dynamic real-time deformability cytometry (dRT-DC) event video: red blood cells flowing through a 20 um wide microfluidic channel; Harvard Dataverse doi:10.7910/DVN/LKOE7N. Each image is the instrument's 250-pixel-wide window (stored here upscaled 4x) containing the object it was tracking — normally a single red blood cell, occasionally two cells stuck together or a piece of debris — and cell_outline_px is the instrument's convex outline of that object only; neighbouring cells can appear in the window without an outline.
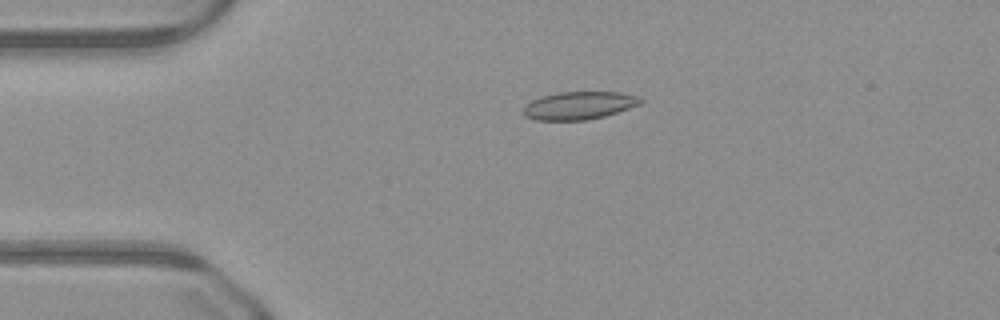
{"species": "common noctule bat (a hibernating species)", "species_latin": "Nyctalus noctula", "temperature_condition": "warm", "stored_images_in_passage": 50, "camera_frame_rate_fps": 3000, "um_per_image_px": 0.085, "animal": {"sex": "male", "body_mass_g": 23.1, "forearm_length_mm": 52.7}, "frame": {"image": 1, "passage_image": 11, "time_ms": 3.333, "image_size_px": [1000, 320], "cell_outline_px": [[644, 100], [640, 104], [604, 116], [588, 120], [536, 120], [524, 116], [524, 108], [532, 100], [544, 96], [560, 92], [620, 92], [640, 96]], "centroid_in_image_um": [49.26, 8.96], "position_along_channel_um": 35.7, "area_um2": 18.84}}
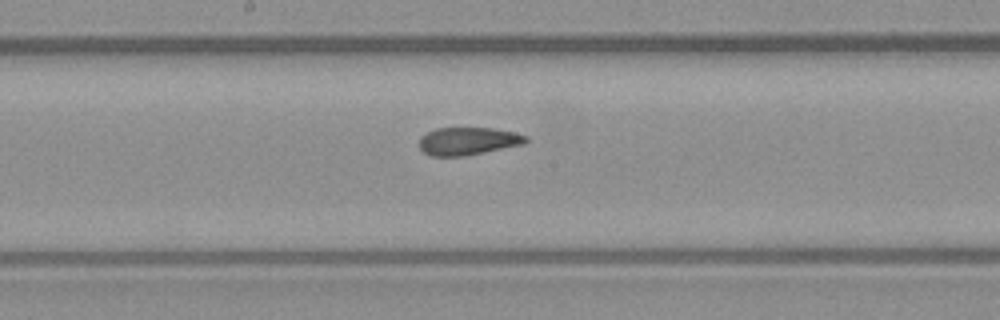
{"frame": {"image": 2, "passage_image": 26, "time_ms": 8.333, "image_size_px": [1000, 320], "cell_outline_px": [[528, 140], [524, 144], [464, 156], [432, 156], [424, 152], [420, 148], [420, 136], [436, 128], [492, 128], [516, 132], [528, 136]], "centroid_in_image_um": [39.8, 11.99], "position_along_channel_um": 208.4, "area_um2": 17.22}}
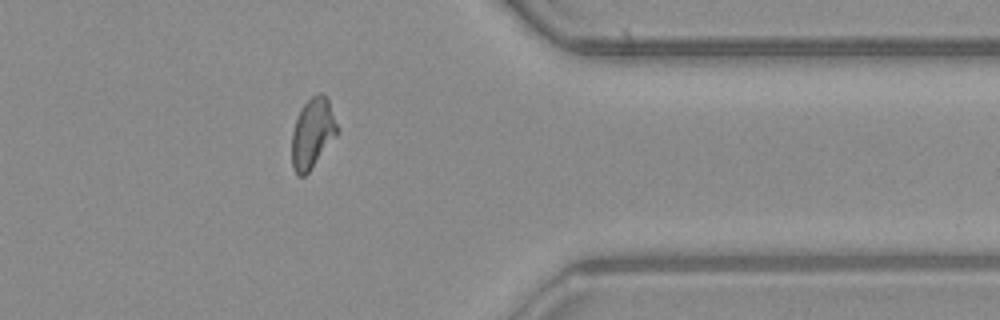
{"frame": {"image": 3, "passage_image": 40, "time_ms": 13.0, "image_size_px": [1000, 320], "cell_outline_px": [[336, 136], [308, 172], [304, 176], [296, 176], [292, 168], [292, 132], [300, 108], [312, 96], [320, 92], [328, 100], [336, 124]], "centroid_in_image_um": [26.52, 11.35], "position_along_channel_um": 384.9, "area_um2": 18.09}}